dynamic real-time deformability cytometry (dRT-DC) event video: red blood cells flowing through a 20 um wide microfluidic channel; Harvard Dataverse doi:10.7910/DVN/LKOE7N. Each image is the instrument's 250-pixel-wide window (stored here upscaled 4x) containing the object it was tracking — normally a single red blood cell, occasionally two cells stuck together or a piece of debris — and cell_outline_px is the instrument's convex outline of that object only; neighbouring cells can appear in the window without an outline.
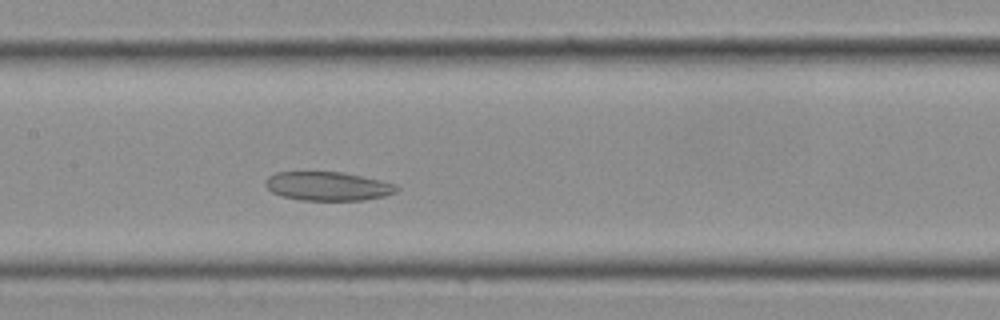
{"species": "Egyptian fruit bat (a non-hibernating species)", "species_latin": "Rousettus aegyptiacus", "temperature_condition": "cold", "stored_images_in_passage": 11, "camera_frame_rate_fps": 3000, "um_per_image_px": 0.085, "frame": {"image": 1, "passage_image": 11, "time_ms": 3.333, "image_size_px": [1000, 320], "cell_outline_px": [[400, 188], [396, 192], [384, 196], [364, 200], [300, 200], [284, 196], [272, 192], [264, 184], [264, 180], [268, 176], [276, 172], [340, 172], [380, 180], [396, 184]], "centroid_in_image_um": [27.86, 15.82], "position_along_channel_um": 179.5, "area_um2": 21.96}}